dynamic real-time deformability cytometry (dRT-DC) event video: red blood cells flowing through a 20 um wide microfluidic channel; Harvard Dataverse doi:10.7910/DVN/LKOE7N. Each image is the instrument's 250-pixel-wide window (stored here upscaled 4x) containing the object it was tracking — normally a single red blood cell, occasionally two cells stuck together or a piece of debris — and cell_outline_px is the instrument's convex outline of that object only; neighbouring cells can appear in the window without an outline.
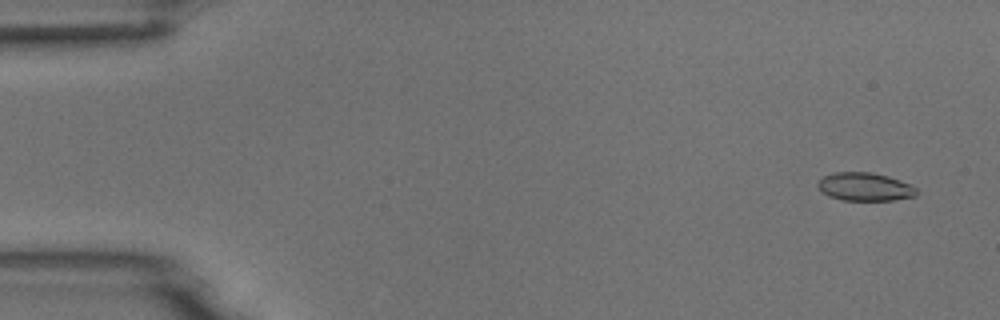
{"species": "common noctule bat (a hibernating species)", "species_latin": "Nyctalus noctula", "temperature_condition": "room temperature", "stored_images_in_passage": 5, "camera_frame_rate_fps": 3000, "um_per_image_px": 0.085, "animal": {"sex": "male", "body_mass_g": 18.8}, "frame": {"image": 1, "passage_image": 1, "time_ms": 0.0, "image_size_px": [1000, 320], "cell_outline_px": [[920, 192], [916, 196], [892, 200], [844, 200], [828, 196], [816, 184], [824, 176], [836, 172], [872, 172], [888, 176], [900, 180], [916, 188]], "centroid_in_image_um": [73.55, 15.87], "position_along_channel_um": 11.5, "area_um2": 16.13}}
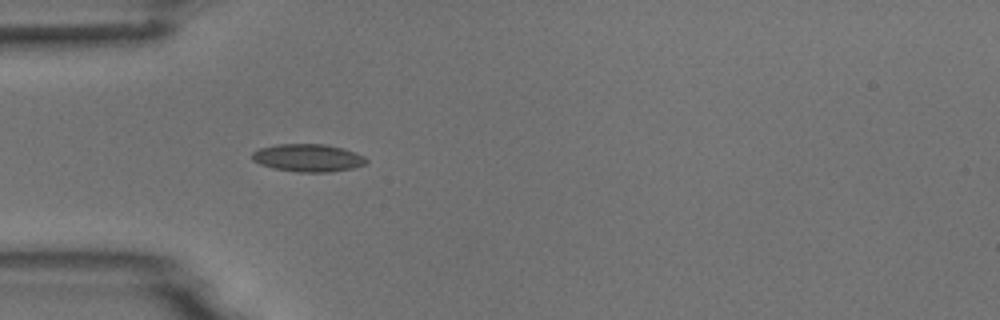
{"frame": {"image": 2, "passage_image": 5, "time_ms": 4.333, "image_size_px": [1000, 320], "cell_outline_px": [[368, 160], [364, 164], [352, 168], [332, 172], [296, 172], [276, 168], [260, 164], [252, 160], [252, 152], [260, 148], [276, 144], [324, 144], [344, 148], [356, 152], [364, 156]], "centroid_in_image_um": [26.19, 13.41], "position_along_channel_um": 58.8, "area_um2": 18.44}}